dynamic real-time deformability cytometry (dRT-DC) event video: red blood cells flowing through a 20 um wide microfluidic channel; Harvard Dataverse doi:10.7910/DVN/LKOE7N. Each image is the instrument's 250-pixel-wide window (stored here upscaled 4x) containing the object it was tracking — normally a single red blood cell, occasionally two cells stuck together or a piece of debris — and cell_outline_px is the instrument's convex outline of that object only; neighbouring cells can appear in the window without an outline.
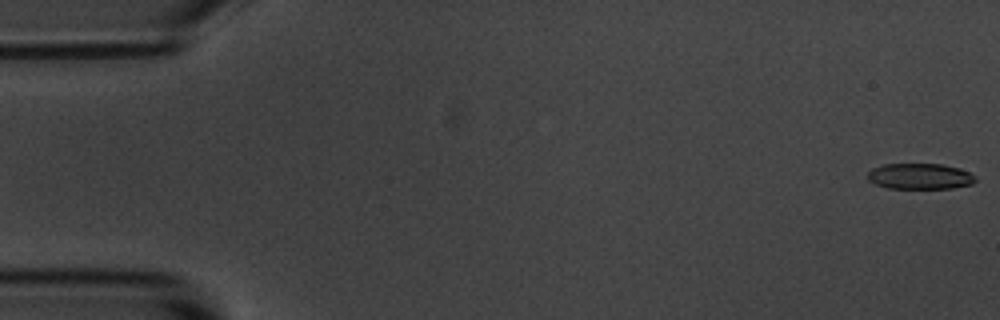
{"species": "common noctule bat (a hibernating species)", "species_latin": "Nyctalus noctula", "temperature_condition": "room temperature", "stored_images_in_passage": 55, "camera_frame_rate_fps": 3000, "um_per_image_px": 0.085, "animal": {"sex": "male", "body_mass_g": 20.1, "forearm_length_mm": 53.5}, "frame": {"image": 1, "passage_image": 1, "time_ms": 0.0, "image_size_px": [1000, 320], "cell_outline_px": [[976, 180], [972, 184], [952, 188], [888, 188], [876, 184], [868, 180], [868, 172], [872, 168], [884, 164], [944, 164], [960, 168], [976, 176]], "centroid_in_image_um": [78.21, 14.98], "position_along_channel_um": 6.8, "area_um2": 16.24}}
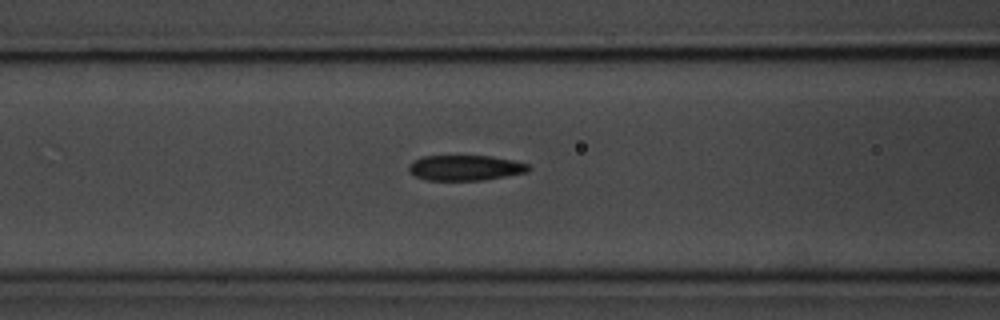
{"frame": {"image": 2, "passage_image": 22, "time_ms": 7.0, "image_size_px": [1000, 320], "cell_outline_px": [[528, 168], [524, 172], [484, 180], [428, 180], [416, 176], [408, 168], [412, 160], [420, 156], [492, 156], [512, 160], [528, 164]], "centroid_in_image_um": [39.49, 14.25], "position_along_channel_um": 127.1, "area_um2": 17.4}}
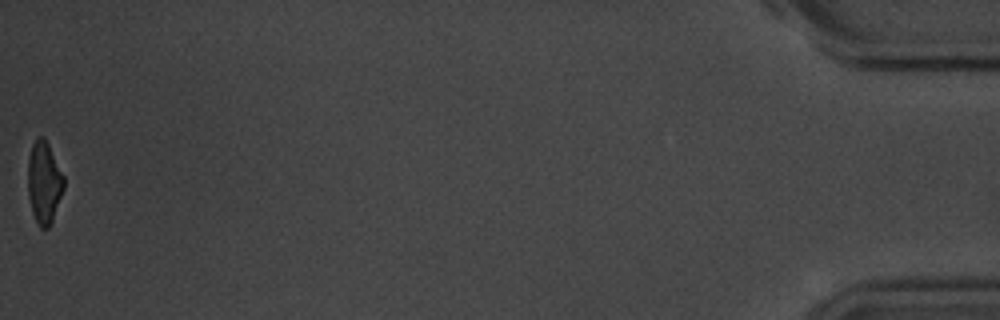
{"frame": {"image": 3, "passage_image": 55, "time_ms": 18.0, "image_size_px": [1000, 320], "cell_outline_px": [[64, 188], [52, 220], [48, 228], [40, 228], [32, 212], [28, 196], [28, 156], [32, 144], [36, 136], [44, 136], [64, 176]], "centroid_in_image_um": [3.73, 15.47], "position_along_channel_um": 431.5, "area_um2": 17.17}, "authors_computed_cell_mechanics": {"area_um2": 18.1492, "velocity_mm_per_s": 3.6789, "shape_relaxation_time_tau1_ms": 4.232, "shape_relaxation_time_tau2_ms": 2.1564, "deformation_change_tau1": 0.1516, "deformation_change_tau2": 0.0862}}